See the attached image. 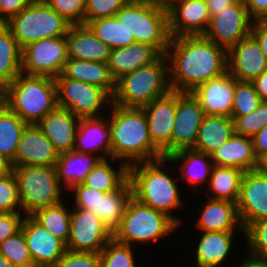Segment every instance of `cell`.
Wrapping results in <instances>:
<instances>
[{"label":"cell","instance_id":"9c48e42d","mask_svg":"<svg viewBox=\"0 0 267 267\" xmlns=\"http://www.w3.org/2000/svg\"><path fill=\"white\" fill-rule=\"evenodd\" d=\"M5 24L21 48L34 41L66 36L71 26L45 1H32Z\"/></svg>","mask_w":267,"mask_h":267},{"label":"cell","instance_id":"7dc6e473","mask_svg":"<svg viewBox=\"0 0 267 267\" xmlns=\"http://www.w3.org/2000/svg\"><path fill=\"white\" fill-rule=\"evenodd\" d=\"M234 121V134L253 137L265 125L262 116V102L258 108L246 116H231Z\"/></svg>","mask_w":267,"mask_h":267},{"label":"cell","instance_id":"e7e4bbea","mask_svg":"<svg viewBox=\"0 0 267 267\" xmlns=\"http://www.w3.org/2000/svg\"><path fill=\"white\" fill-rule=\"evenodd\" d=\"M164 1H196V0H164Z\"/></svg>","mask_w":267,"mask_h":267},{"label":"cell","instance_id":"d4e9b609","mask_svg":"<svg viewBox=\"0 0 267 267\" xmlns=\"http://www.w3.org/2000/svg\"><path fill=\"white\" fill-rule=\"evenodd\" d=\"M204 202L195 223L200 233L236 231L237 228L240 229L242 234L244 233V228L238 215L237 203L212 198H208Z\"/></svg>","mask_w":267,"mask_h":267},{"label":"cell","instance_id":"4316f807","mask_svg":"<svg viewBox=\"0 0 267 267\" xmlns=\"http://www.w3.org/2000/svg\"><path fill=\"white\" fill-rule=\"evenodd\" d=\"M68 58L107 63L111 48L87 25H71L66 34Z\"/></svg>","mask_w":267,"mask_h":267},{"label":"cell","instance_id":"6da1fadb","mask_svg":"<svg viewBox=\"0 0 267 267\" xmlns=\"http://www.w3.org/2000/svg\"><path fill=\"white\" fill-rule=\"evenodd\" d=\"M165 56L172 91L192 92L228 71L227 50L204 35L171 38Z\"/></svg>","mask_w":267,"mask_h":267},{"label":"cell","instance_id":"f6af8a7d","mask_svg":"<svg viewBox=\"0 0 267 267\" xmlns=\"http://www.w3.org/2000/svg\"><path fill=\"white\" fill-rule=\"evenodd\" d=\"M71 25H85V0H44Z\"/></svg>","mask_w":267,"mask_h":267},{"label":"cell","instance_id":"be15d7a7","mask_svg":"<svg viewBox=\"0 0 267 267\" xmlns=\"http://www.w3.org/2000/svg\"><path fill=\"white\" fill-rule=\"evenodd\" d=\"M262 116V120L267 124V101H262Z\"/></svg>","mask_w":267,"mask_h":267},{"label":"cell","instance_id":"44dd1931","mask_svg":"<svg viewBox=\"0 0 267 267\" xmlns=\"http://www.w3.org/2000/svg\"><path fill=\"white\" fill-rule=\"evenodd\" d=\"M237 79L228 71L197 86L191 93L199 101L205 115L231 117Z\"/></svg>","mask_w":267,"mask_h":267},{"label":"cell","instance_id":"91938a15","mask_svg":"<svg viewBox=\"0 0 267 267\" xmlns=\"http://www.w3.org/2000/svg\"><path fill=\"white\" fill-rule=\"evenodd\" d=\"M12 171V165L9 160L0 155V176Z\"/></svg>","mask_w":267,"mask_h":267},{"label":"cell","instance_id":"816d5d0a","mask_svg":"<svg viewBox=\"0 0 267 267\" xmlns=\"http://www.w3.org/2000/svg\"><path fill=\"white\" fill-rule=\"evenodd\" d=\"M31 2L32 0H0V23H6Z\"/></svg>","mask_w":267,"mask_h":267},{"label":"cell","instance_id":"f1b7e54d","mask_svg":"<svg viewBox=\"0 0 267 267\" xmlns=\"http://www.w3.org/2000/svg\"><path fill=\"white\" fill-rule=\"evenodd\" d=\"M236 231H211L202 232L199 242H197L196 251V266L197 267H222L226 259L234 250L233 238Z\"/></svg>","mask_w":267,"mask_h":267},{"label":"cell","instance_id":"7c38bea8","mask_svg":"<svg viewBox=\"0 0 267 267\" xmlns=\"http://www.w3.org/2000/svg\"><path fill=\"white\" fill-rule=\"evenodd\" d=\"M113 238V232L91 211L73 208L70 235L66 244L71 252L100 253Z\"/></svg>","mask_w":267,"mask_h":267},{"label":"cell","instance_id":"52a82bcc","mask_svg":"<svg viewBox=\"0 0 267 267\" xmlns=\"http://www.w3.org/2000/svg\"><path fill=\"white\" fill-rule=\"evenodd\" d=\"M179 225L165 213L139 203L132 197L119 226L113 232L118 242L131 246L155 243L171 235Z\"/></svg>","mask_w":267,"mask_h":267},{"label":"cell","instance_id":"7a4b0ae2","mask_svg":"<svg viewBox=\"0 0 267 267\" xmlns=\"http://www.w3.org/2000/svg\"><path fill=\"white\" fill-rule=\"evenodd\" d=\"M108 112L112 161L118 159L130 166L163 157L152 144L142 108L122 107L112 103Z\"/></svg>","mask_w":267,"mask_h":267},{"label":"cell","instance_id":"603a6c76","mask_svg":"<svg viewBox=\"0 0 267 267\" xmlns=\"http://www.w3.org/2000/svg\"><path fill=\"white\" fill-rule=\"evenodd\" d=\"M79 119L70 110L58 107L40 120L37 126L50 140L55 150L62 154L74 150Z\"/></svg>","mask_w":267,"mask_h":267},{"label":"cell","instance_id":"f907efd6","mask_svg":"<svg viewBox=\"0 0 267 267\" xmlns=\"http://www.w3.org/2000/svg\"><path fill=\"white\" fill-rule=\"evenodd\" d=\"M24 218L23 213H0V244L21 230Z\"/></svg>","mask_w":267,"mask_h":267},{"label":"cell","instance_id":"cb8c5ba5","mask_svg":"<svg viewBox=\"0 0 267 267\" xmlns=\"http://www.w3.org/2000/svg\"><path fill=\"white\" fill-rule=\"evenodd\" d=\"M163 54L152 44L132 43L123 48L111 49L108 67L115 80L124 74L156 62Z\"/></svg>","mask_w":267,"mask_h":267},{"label":"cell","instance_id":"680465c9","mask_svg":"<svg viewBox=\"0 0 267 267\" xmlns=\"http://www.w3.org/2000/svg\"><path fill=\"white\" fill-rule=\"evenodd\" d=\"M241 259L238 267H267V260L252 256L250 254Z\"/></svg>","mask_w":267,"mask_h":267},{"label":"cell","instance_id":"ab89813d","mask_svg":"<svg viewBox=\"0 0 267 267\" xmlns=\"http://www.w3.org/2000/svg\"><path fill=\"white\" fill-rule=\"evenodd\" d=\"M132 248L112 238L99 253L101 267H137Z\"/></svg>","mask_w":267,"mask_h":267},{"label":"cell","instance_id":"f5cc1de1","mask_svg":"<svg viewBox=\"0 0 267 267\" xmlns=\"http://www.w3.org/2000/svg\"><path fill=\"white\" fill-rule=\"evenodd\" d=\"M253 21H267V0H242Z\"/></svg>","mask_w":267,"mask_h":267},{"label":"cell","instance_id":"836d02e7","mask_svg":"<svg viewBox=\"0 0 267 267\" xmlns=\"http://www.w3.org/2000/svg\"><path fill=\"white\" fill-rule=\"evenodd\" d=\"M132 197L133 190L129 179L119 189L100 194L97 203V217L114 232L119 226Z\"/></svg>","mask_w":267,"mask_h":267},{"label":"cell","instance_id":"8d00e7d4","mask_svg":"<svg viewBox=\"0 0 267 267\" xmlns=\"http://www.w3.org/2000/svg\"><path fill=\"white\" fill-rule=\"evenodd\" d=\"M65 200L53 206L41 208L31 217L48 232L67 244L70 235L71 207ZM67 205V206H66Z\"/></svg>","mask_w":267,"mask_h":267},{"label":"cell","instance_id":"03108f58","mask_svg":"<svg viewBox=\"0 0 267 267\" xmlns=\"http://www.w3.org/2000/svg\"><path fill=\"white\" fill-rule=\"evenodd\" d=\"M262 166L267 170V160L262 164Z\"/></svg>","mask_w":267,"mask_h":267},{"label":"cell","instance_id":"94428289","mask_svg":"<svg viewBox=\"0 0 267 267\" xmlns=\"http://www.w3.org/2000/svg\"><path fill=\"white\" fill-rule=\"evenodd\" d=\"M0 267H16L0 253Z\"/></svg>","mask_w":267,"mask_h":267},{"label":"cell","instance_id":"11a10c76","mask_svg":"<svg viewBox=\"0 0 267 267\" xmlns=\"http://www.w3.org/2000/svg\"><path fill=\"white\" fill-rule=\"evenodd\" d=\"M250 34L267 58V21H253Z\"/></svg>","mask_w":267,"mask_h":267},{"label":"cell","instance_id":"f35d334b","mask_svg":"<svg viewBox=\"0 0 267 267\" xmlns=\"http://www.w3.org/2000/svg\"><path fill=\"white\" fill-rule=\"evenodd\" d=\"M87 26L111 49L123 48L135 43V40H128L127 31L114 16L95 19Z\"/></svg>","mask_w":267,"mask_h":267},{"label":"cell","instance_id":"5bb4252c","mask_svg":"<svg viewBox=\"0 0 267 267\" xmlns=\"http://www.w3.org/2000/svg\"><path fill=\"white\" fill-rule=\"evenodd\" d=\"M177 91L154 99L142 107L147 122L152 144L162 153L163 157L171 155V135L176 116Z\"/></svg>","mask_w":267,"mask_h":267},{"label":"cell","instance_id":"74e56055","mask_svg":"<svg viewBox=\"0 0 267 267\" xmlns=\"http://www.w3.org/2000/svg\"><path fill=\"white\" fill-rule=\"evenodd\" d=\"M27 124L6 105L0 109V155L12 162Z\"/></svg>","mask_w":267,"mask_h":267},{"label":"cell","instance_id":"bcb514c9","mask_svg":"<svg viewBox=\"0 0 267 267\" xmlns=\"http://www.w3.org/2000/svg\"><path fill=\"white\" fill-rule=\"evenodd\" d=\"M128 0H85V25L98 18L112 17Z\"/></svg>","mask_w":267,"mask_h":267},{"label":"cell","instance_id":"ee69618b","mask_svg":"<svg viewBox=\"0 0 267 267\" xmlns=\"http://www.w3.org/2000/svg\"><path fill=\"white\" fill-rule=\"evenodd\" d=\"M0 213H22L13 171L0 176Z\"/></svg>","mask_w":267,"mask_h":267},{"label":"cell","instance_id":"9f6ffc18","mask_svg":"<svg viewBox=\"0 0 267 267\" xmlns=\"http://www.w3.org/2000/svg\"><path fill=\"white\" fill-rule=\"evenodd\" d=\"M237 0H205L210 17L220 14L221 11L226 10L233 5Z\"/></svg>","mask_w":267,"mask_h":267},{"label":"cell","instance_id":"7402d4cb","mask_svg":"<svg viewBox=\"0 0 267 267\" xmlns=\"http://www.w3.org/2000/svg\"><path fill=\"white\" fill-rule=\"evenodd\" d=\"M74 150L94 155L99 153L101 159L111 160V130L107 115L79 119Z\"/></svg>","mask_w":267,"mask_h":267},{"label":"cell","instance_id":"6125c7cd","mask_svg":"<svg viewBox=\"0 0 267 267\" xmlns=\"http://www.w3.org/2000/svg\"><path fill=\"white\" fill-rule=\"evenodd\" d=\"M5 105V89L0 86V109Z\"/></svg>","mask_w":267,"mask_h":267},{"label":"cell","instance_id":"6f0895ef","mask_svg":"<svg viewBox=\"0 0 267 267\" xmlns=\"http://www.w3.org/2000/svg\"><path fill=\"white\" fill-rule=\"evenodd\" d=\"M252 83L261 101H267V70L261 73Z\"/></svg>","mask_w":267,"mask_h":267},{"label":"cell","instance_id":"8fae6325","mask_svg":"<svg viewBox=\"0 0 267 267\" xmlns=\"http://www.w3.org/2000/svg\"><path fill=\"white\" fill-rule=\"evenodd\" d=\"M68 59L66 36L31 42L22 48L21 70L27 75H61Z\"/></svg>","mask_w":267,"mask_h":267},{"label":"cell","instance_id":"db71d44e","mask_svg":"<svg viewBox=\"0 0 267 267\" xmlns=\"http://www.w3.org/2000/svg\"><path fill=\"white\" fill-rule=\"evenodd\" d=\"M254 153L261 164L267 160V124L252 137Z\"/></svg>","mask_w":267,"mask_h":267},{"label":"cell","instance_id":"1f68e13d","mask_svg":"<svg viewBox=\"0 0 267 267\" xmlns=\"http://www.w3.org/2000/svg\"><path fill=\"white\" fill-rule=\"evenodd\" d=\"M234 134V121L231 117L205 115L199 127L193 150L211 155Z\"/></svg>","mask_w":267,"mask_h":267},{"label":"cell","instance_id":"2e32d148","mask_svg":"<svg viewBox=\"0 0 267 267\" xmlns=\"http://www.w3.org/2000/svg\"><path fill=\"white\" fill-rule=\"evenodd\" d=\"M205 113L191 92H177L176 116L171 135V154L193 149Z\"/></svg>","mask_w":267,"mask_h":267},{"label":"cell","instance_id":"d6a6232c","mask_svg":"<svg viewBox=\"0 0 267 267\" xmlns=\"http://www.w3.org/2000/svg\"><path fill=\"white\" fill-rule=\"evenodd\" d=\"M244 173L243 170L236 167L214 165L208 185H206V194L209 195L206 198L237 203Z\"/></svg>","mask_w":267,"mask_h":267},{"label":"cell","instance_id":"30bf717a","mask_svg":"<svg viewBox=\"0 0 267 267\" xmlns=\"http://www.w3.org/2000/svg\"><path fill=\"white\" fill-rule=\"evenodd\" d=\"M54 80L58 107L70 110L79 118L103 116L104 110L106 112L112 105V96L102 88L64 78L62 75Z\"/></svg>","mask_w":267,"mask_h":267},{"label":"cell","instance_id":"83f0119b","mask_svg":"<svg viewBox=\"0 0 267 267\" xmlns=\"http://www.w3.org/2000/svg\"><path fill=\"white\" fill-rule=\"evenodd\" d=\"M167 158L169 159V164H180L179 168L175 167L171 170L180 173L179 179L182 181L184 179L183 182L185 184L188 183L190 187L192 185L194 188L197 185L203 184L202 187L206 188L205 184H208L214 166L209 155L193 149H183L171 154Z\"/></svg>","mask_w":267,"mask_h":267},{"label":"cell","instance_id":"c3c4849f","mask_svg":"<svg viewBox=\"0 0 267 267\" xmlns=\"http://www.w3.org/2000/svg\"><path fill=\"white\" fill-rule=\"evenodd\" d=\"M70 192L74 193L73 200L75 201L74 208L84 209L91 211L97 216V203L100 198V194H106L104 192L90 188L83 183H78L69 189Z\"/></svg>","mask_w":267,"mask_h":267},{"label":"cell","instance_id":"484cf974","mask_svg":"<svg viewBox=\"0 0 267 267\" xmlns=\"http://www.w3.org/2000/svg\"><path fill=\"white\" fill-rule=\"evenodd\" d=\"M210 158L216 166L236 167L244 172L262 167L254 153L252 138L237 134L216 149Z\"/></svg>","mask_w":267,"mask_h":267},{"label":"cell","instance_id":"3957f363","mask_svg":"<svg viewBox=\"0 0 267 267\" xmlns=\"http://www.w3.org/2000/svg\"><path fill=\"white\" fill-rule=\"evenodd\" d=\"M167 157L152 161L138 162L129 166V180L133 198L139 203L161 211L172 218L179 226L183 220L172 213L185 205L180 196V181L171 177ZM170 171V172H168ZM168 172V174H167Z\"/></svg>","mask_w":267,"mask_h":267},{"label":"cell","instance_id":"e575fe53","mask_svg":"<svg viewBox=\"0 0 267 267\" xmlns=\"http://www.w3.org/2000/svg\"><path fill=\"white\" fill-rule=\"evenodd\" d=\"M109 161V158L101 159L82 183L104 193L119 189L129 179V166L118 160V169L115 170Z\"/></svg>","mask_w":267,"mask_h":267},{"label":"cell","instance_id":"f546056e","mask_svg":"<svg viewBox=\"0 0 267 267\" xmlns=\"http://www.w3.org/2000/svg\"><path fill=\"white\" fill-rule=\"evenodd\" d=\"M61 75L102 88L111 96L116 89V80L111 75L108 64L104 62L68 58Z\"/></svg>","mask_w":267,"mask_h":267},{"label":"cell","instance_id":"681fc988","mask_svg":"<svg viewBox=\"0 0 267 267\" xmlns=\"http://www.w3.org/2000/svg\"><path fill=\"white\" fill-rule=\"evenodd\" d=\"M53 267H101L99 253L71 252L69 250Z\"/></svg>","mask_w":267,"mask_h":267},{"label":"cell","instance_id":"e0dca14e","mask_svg":"<svg viewBox=\"0 0 267 267\" xmlns=\"http://www.w3.org/2000/svg\"><path fill=\"white\" fill-rule=\"evenodd\" d=\"M164 2L171 38L205 34L211 19L205 0Z\"/></svg>","mask_w":267,"mask_h":267},{"label":"cell","instance_id":"4fadbf2b","mask_svg":"<svg viewBox=\"0 0 267 267\" xmlns=\"http://www.w3.org/2000/svg\"><path fill=\"white\" fill-rule=\"evenodd\" d=\"M253 20L242 0L211 17L204 36L227 51L250 34Z\"/></svg>","mask_w":267,"mask_h":267},{"label":"cell","instance_id":"ba28073f","mask_svg":"<svg viewBox=\"0 0 267 267\" xmlns=\"http://www.w3.org/2000/svg\"><path fill=\"white\" fill-rule=\"evenodd\" d=\"M12 171L18 183V196L22 213L31 216L41 208L63 201L55 166H18Z\"/></svg>","mask_w":267,"mask_h":267},{"label":"cell","instance_id":"4dcf8cb0","mask_svg":"<svg viewBox=\"0 0 267 267\" xmlns=\"http://www.w3.org/2000/svg\"><path fill=\"white\" fill-rule=\"evenodd\" d=\"M100 160L98 155L76 150L59 154L55 169L60 185L64 184V191L75 184L82 183Z\"/></svg>","mask_w":267,"mask_h":267},{"label":"cell","instance_id":"60d3db41","mask_svg":"<svg viewBox=\"0 0 267 267\" xmlns=\"http://www.w3.org/2000/svg\"><path fill=\"white\" fill-rule=\"evenodd\" d=\"M0 253L16 267H35L22 229L0 244Z\"/></svg>","mask_w":267,"mask_h":267},{"label":"cell","instance_id":"277c9868","mask_svg":"<svg viewBox=\"0 0 267 267\" xmlns=\"http://www.w3.org/2000/svg\"><path fill=\"white\" fill-rule=\"evenodd\" d=\"M4 89L5 105L26 124H37L58 108L52 77L20 73Z\"/></svg>","mask_w":267,"mask_h":267},{"label":"cell","instance_id":"8992f818","mask_svg":"<svg viewBox=\"0 0 267 267\" xmlns=\"http://www.w3.org/2000/svg\"><path fill=\"white\" fill-rule=\"evenodd\" d=\"M170 91L168 61L163 54L156 62L117 79L112 103L122 107L142 108Z\"/></svg>","mask_w":267,"mask_h":267},{"label":"cell","instance_id":"d590c367","mask_svg":"<svg viewBox=\"0 0 267 267\" xmlns=\"http://www.w3.org/2000/svg\"><path fill=\"white\" fill-rule=\"evenodd\" d=\"M22 48L5 23H0V86L6 87L20 73Z\"/></svg>","mask_w":267,"mask_h":267},{"label":"cell","instance_id":"5b68a950","mask_svg":"<svg viewBox=\"0 0 267 267\" xmlns=\"http://www.w3.org/2000/svg\"><path fill=\"white\" fill-rule=\"evenodd\" d=\"M114 17L127 31L128 40L152 44L166 53L171 37L164 0L128 1Z\"/></svg>","mask_w":267,"mask_h":267},{"label":"cell","instance_id":"b9f144b4","mask_svg":"<svg viewBox=\"0 0 267 267\" xmlns=\"http://www.w3.org/2000/svg\"><path fill=\"white\" fill-rule=\"evenodd\" d=\"M261 102L252 82L236 81L231 116H246Z\"/></svg>","mask_w":267,"mask_h":267},{"label":"cell","instance_id":"ffe728a7","mask_svg":"<svg viewBox=\"0 0 267 267\" xmlns=\"http://www.w3.org/2000/svg\"><path fill=\"white\" fill-rule=\"evenodd\" d=\"M59 153L37 126L27 124L22 132L12 168L18 166H55Z\"/></svg>","mask_w":267,"mask_h":267},{"label":"cell","instance_id":"ac0fdd59","mask_svg":"<svg viewBox=\"0 0 267 267\" xmlns=\"http://www.w3.org/2000/svg\"><path fill=\"white\" fill-rule=\"evenodd\" d=\"M21 229L35 267H53L66 253V244L31 216H25Z\"/></svg>","mask_w":267,"mask_h":267},{"label":"cell","instance_id":"9a60e30c","mask_svg":"<svg viewBox=\"0 0 267 267\" xmlns=\"http://www.w3.org/2000/svg\"><path fill=\"white\" fill-rule=\"evenodd\" d=\"M243 228L258 220H267V170L261 168L244 173L237 201Z\"/></svg>","mask_w":267,"mask_h":267},{"label":"cell","instance_id":"7bdbcfd3","mask_svg":"<svg viewBox=\"0 0 267 267\" xmlns=\"http://www.w3.org/2000/svg\"><path fill=\"white\" fill-rule=\"evenodd\" d=\"M247 248L252 256L267 260V220H258L250 223L244 229Z\"/></svg>","mask_w":267,"mask_h":267},{"label":"cell","instance_id":"d6986e66","mask_svg":"<svg viewBox=\"0 0 267 267\" xmlns=\"http://www.w3.org/2000/svg\"><path fill=\"white\" fill-rule=\"evenodd\" d=\"M227 63L237 81L253 82L267 70V58L251 34L227 51Z\"/></svg>","mask_w":267,"mask_h":267},{"label":"cell","instance_id":"003e7915","mask_svg":"<svg viewBox=\"0 0 267 267\" xmlns=\"http://www.w3.org/2000/svg\"><path fill=\"white\" fill-rule=\"evenodd\" d=\"M128 1H154V0H128Z\"/></svg>","mask_w":267,"mask_h":267}]
</instances>
